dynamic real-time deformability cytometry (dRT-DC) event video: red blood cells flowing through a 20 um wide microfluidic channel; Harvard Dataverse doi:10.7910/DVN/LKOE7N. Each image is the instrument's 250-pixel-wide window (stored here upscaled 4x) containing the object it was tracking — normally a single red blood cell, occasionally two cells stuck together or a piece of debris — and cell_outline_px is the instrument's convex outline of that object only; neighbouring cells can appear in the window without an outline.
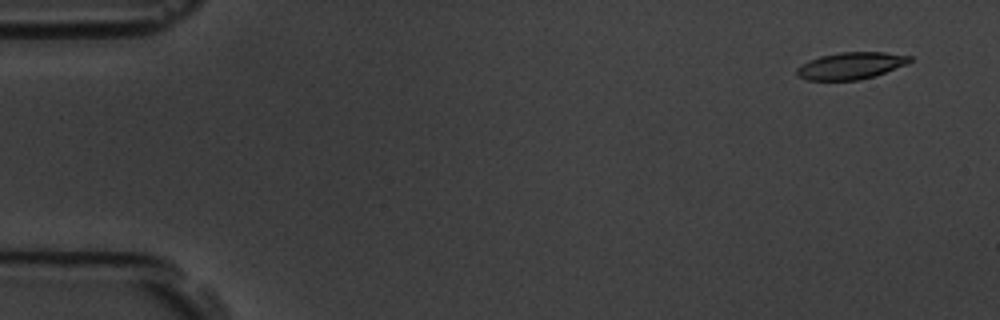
{"species": "common noctule bat (a hibernating species)", "species_latin": "Nyctalus noctula", "temperature_condition": "room temperature", "stored_images_in_passage": 4, "camera_frame_rate_fps": 3000, "um_per_image_px": 0.085, "animal": {"sex": "male", "body_mass_g": 19.5, "forearm_length_mm": 54.6}, "frame": {"image": 1, "passage_image": 1, "time_ms": 0.0, "image_size_px": [1000, 320], "cell_outline_px": [[912, 60], [908, 64], [872, 76], [856, 80], [808, 80], [796, 76], [796, 68], [808, 60], [820, 56], [840, 52], [884, 52], [912, 56]], "centroid_in_image_um": [72.29, 5.58], "position_along_channel_um": 12.7, "area_um2": 17.69}}
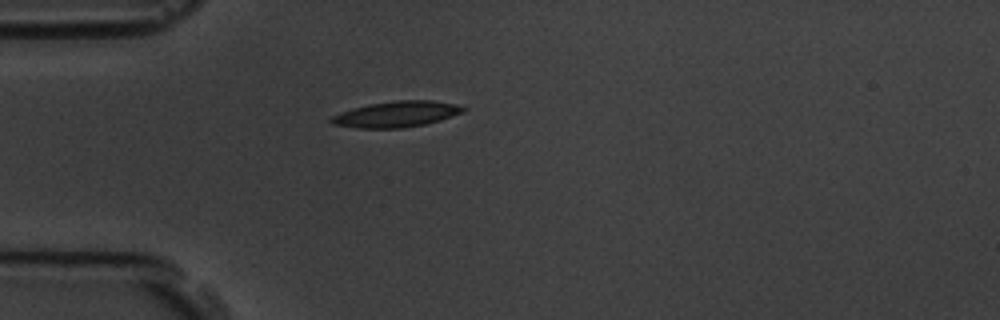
{"frame": {"image": 2, "passage_image": 4, "time_ms": 4.0, "image_size_px": [1000, 320], "cell_outline_px": [[468, 108], [464, 112], [440, 120], [424, 124], [404, 128], [356, 128], [332, 124], [328, 120], [332, 116], [352, 108], [368, 104], [396, 100], [432, 100], [456, 104]], "centroid_in_image_um": [33.7, 9.7], "position_along_channel_um": 51.3, "area_um2": 20.0}}